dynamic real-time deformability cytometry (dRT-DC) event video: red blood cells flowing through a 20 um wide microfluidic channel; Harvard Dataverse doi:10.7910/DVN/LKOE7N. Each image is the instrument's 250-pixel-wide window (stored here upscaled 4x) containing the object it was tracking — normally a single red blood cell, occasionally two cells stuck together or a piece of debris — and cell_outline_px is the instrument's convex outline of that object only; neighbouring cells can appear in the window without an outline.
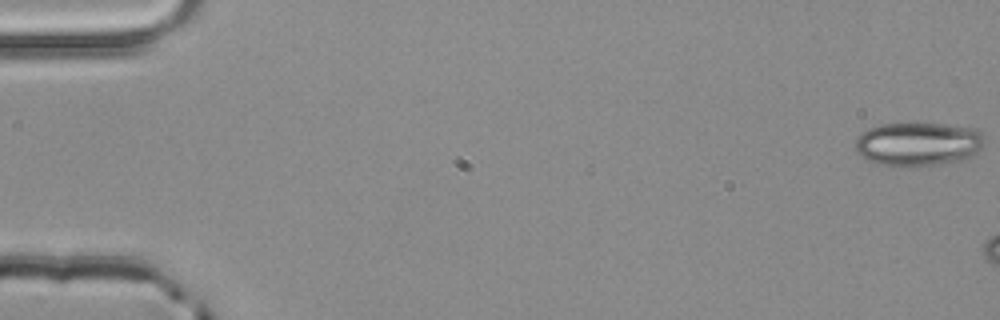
{"species": "common noctule bat (a hibernating species)", "species_latin": "Nyctalus noctula", "temperature_condition": "room temperature", "stored_images_in_passage": 10, "camera_frame_rate_fps": 3000, "um_per_image_px": 0.085, "animal": {"sex": "male", "body_mass_g": 20.4}, "frame": {"image": 1, "passage_image": 1, "time_ms": 0.0, "image_size_px": [1000, 320], "cell_outline_px": [[984, 144], [976, 156], [968, 160], [936, 164], [900, 168], [876, 164], [864, 160], [856, 152], [856, 136], [868, 128], [880, 124], [916, 120], [976, 128], [984, 136]], "centroid_in_image_um": [78.04, 12.22], "position_along_channel_um": 7.0, "area_um2": 34.8}}